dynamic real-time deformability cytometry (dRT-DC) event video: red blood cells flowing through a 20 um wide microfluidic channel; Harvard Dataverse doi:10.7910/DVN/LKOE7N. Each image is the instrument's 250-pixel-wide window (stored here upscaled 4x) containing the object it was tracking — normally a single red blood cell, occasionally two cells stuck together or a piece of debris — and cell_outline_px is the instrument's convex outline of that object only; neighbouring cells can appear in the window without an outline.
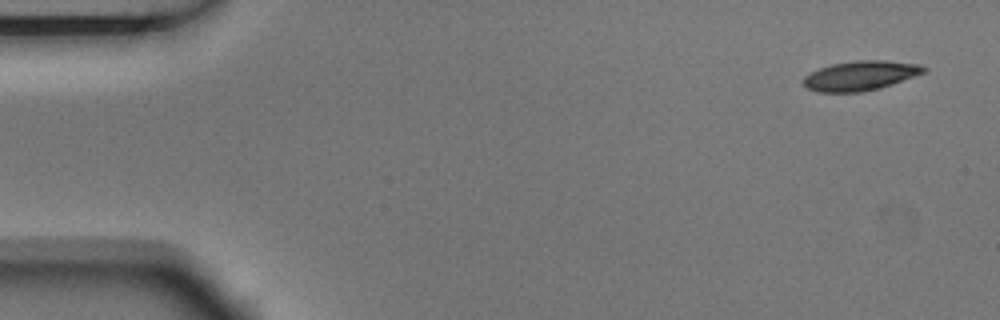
{"species": "Egyptian fruit bat (a non-hibernating species)", "species_latin": "Rousettus aegyptiacus", "temperature_condition": "room temperature", "stored_images_in_passage": 3, "camera_frame_rate_fps": 3000, "um_per_image_px": 0.085, "animal": {"sex": "male"}, "frame": {"image": 1, "passage_image": 1, "time_ms": 0.0, "image_size_px": [1000, 320], "cell_outline_px": [[928, 72], [880, 88], [860, 92], [820, 92], [808, 88], [800, 80], [804, 76], [820, 68], [832, 64], [856, 60], [884, 60], [920, 64], [928, 68]], "centroid_in_image_um": [73.18, 6.42], "position_along_channel_um": 11.8, "area_um2": 20.87}}